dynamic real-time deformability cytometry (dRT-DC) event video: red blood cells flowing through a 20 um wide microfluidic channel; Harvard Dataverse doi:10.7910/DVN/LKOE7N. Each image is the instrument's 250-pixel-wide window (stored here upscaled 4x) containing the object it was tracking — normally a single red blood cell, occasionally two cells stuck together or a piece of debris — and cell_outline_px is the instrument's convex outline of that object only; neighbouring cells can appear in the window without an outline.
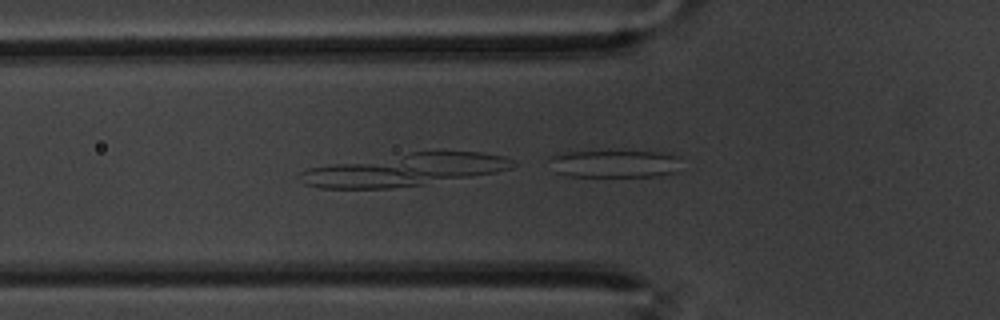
{"species": "common noctule bat (a hibernating species)", "species_latin": "Nyctalus noctula", "temperature_condition": "warm", "stored_images_in_passage": 36, "camera_frame_rate_fps": 3000, "um_per_image_px": 0.085, "animal": {"sex": "male", "body_mass_g": 20.1, "forearm_length_mm": 53.5}, "frame": {"image": 1, "passage_image": 6, "time_ms": 1.667, "image_size_px": [1000, 320], "cell_outline_px": [[680, 156], [676, 172], [660, 176], [568, 176], [556, 172], [548, 160], [556, 152], [672, 152]], "centroid_in_image_um": [52.26, 13.91], "position_along_channel_um": 73.5, "area_um2": 21.21}}
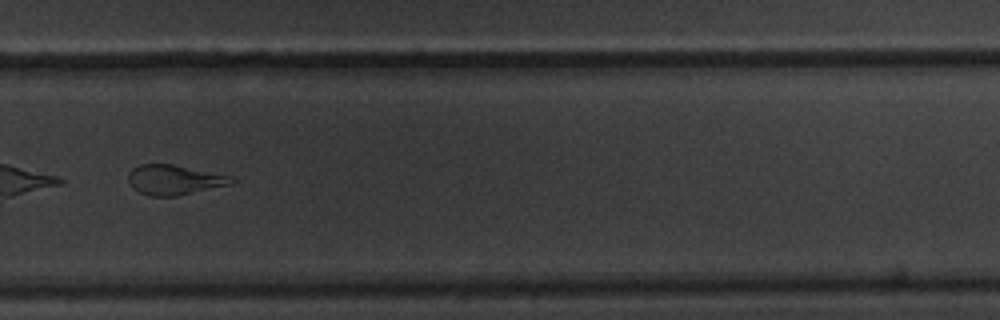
{"frame": {"image": 2, "passage_image": 27, "time_ms": 8.667, "image_size_px": [1000, 320], "cell_outline_px": [[236, 180], [232, 184], [176, 196], [152, 196], [140, 192], [132, 188], [128, 180], [128, 172], [132, 168], [140, 164], [172, 164], [232, 176]], "centroid_in_image_um": [14.8, 15.28], "position_along_channel_um": 315.0, "area_um2": 17.98}}
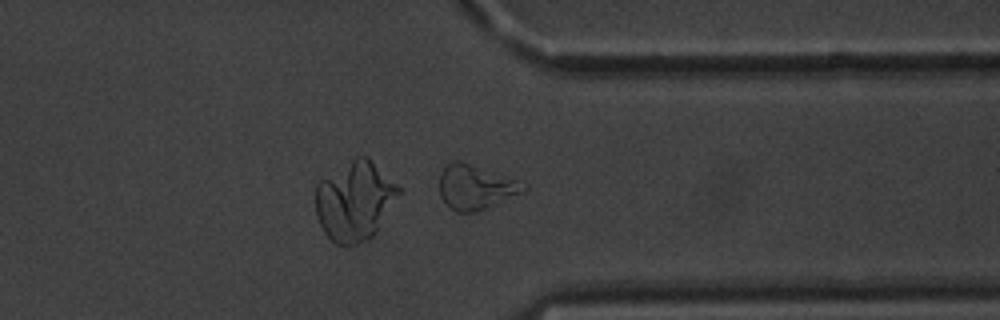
{"frame": {"image": 3, "passage_image": 32, "time_ms": 10.333, "image_size_px": [1000, 320], "cell_outline_px": [[528, 188], [524, 192], [476, 212], [456, 212], [440, 196], [440, 172], [452, 160], [460, 160], [528, 184]], "centroid_in_image_um": [40.44, 15.9], "position_along_channel_um": 371.0, "area_um2": 21.62}, "authors_computed_cell_mechanics": {"area_um2": 18.9295, "velocity_mm_per_s": 3.4411, "shape_relaxation_time_tau1_ms": null, "shape_relaxation_time_tau2_ms": 1.9794, "deformation_change_tau1": null, "deformation_change_tau2": 0.1156}}